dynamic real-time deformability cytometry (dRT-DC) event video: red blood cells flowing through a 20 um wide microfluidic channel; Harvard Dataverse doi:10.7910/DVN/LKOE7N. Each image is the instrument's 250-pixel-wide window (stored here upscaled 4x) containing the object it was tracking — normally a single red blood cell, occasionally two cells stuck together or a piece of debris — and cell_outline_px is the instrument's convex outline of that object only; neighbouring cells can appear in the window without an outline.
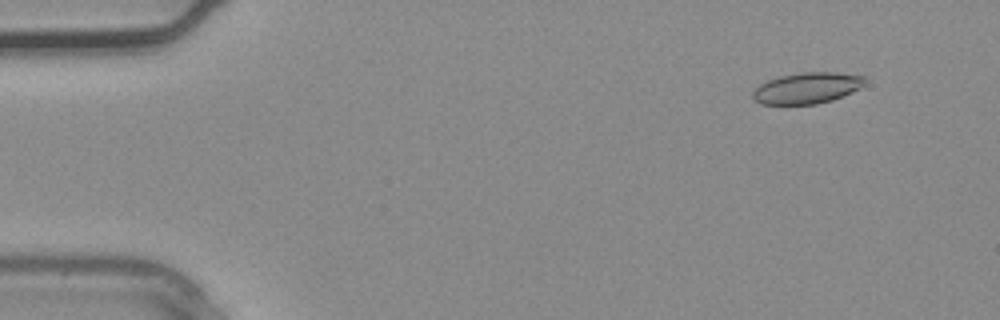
{"species": "common noctule bat (a hibernating species)", "species_latin": "Nyctalus noctula", "temperature_condition": "warm", "stored_images_in_passage": 2, "camera_frame_rate_fps": 3000, "um_per_image_px": 0.085, "animal": {"sex": "male", "body_mass_g": 20.4}, "frame": {"image": 1, "passage_image": 2, "time_ms": 0.333, "image_size_px": [1000, 320], "cell_outline_px": [[868, 76], [864, 84], [860, 88], [852, 92], [832, 100], [816, 104], [760, 104], [752, 100], [752, 92], [760, 84], [768, 80], [780, 76], [800, 72], [836, 72]], "centroid_in_image_um": [68.61, 7.48], "position_along_channel_um": 16.4, "area_um2": 20.52}}